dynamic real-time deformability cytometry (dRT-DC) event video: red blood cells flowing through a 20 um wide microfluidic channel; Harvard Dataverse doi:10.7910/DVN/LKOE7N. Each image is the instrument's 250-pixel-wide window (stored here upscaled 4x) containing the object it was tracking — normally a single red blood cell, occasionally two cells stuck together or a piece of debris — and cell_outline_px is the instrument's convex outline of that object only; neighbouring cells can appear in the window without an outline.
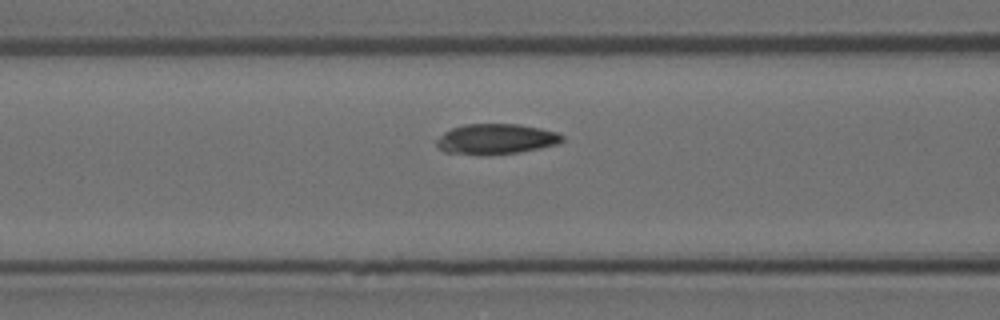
{"species": "Egyptian fruit bat (a non-hibernating species)", "species_latin": "Rousettus aegyptiacus", "temperature_condition": "room temperature", "stored_images_in_passage": 5, "segment_of_instrument_passage": [2, 2], "camera_frame_rate_fps": 3000, "um_per_image_px": 0.085, "animal": {"sex": "female"}, "frame": {"image": 1, "passage_image": 5, "time_ms": 1.333, "image_size_px": [1000, 320], "cell_outline_px": [[564, 140], [556, 144], [540, 148], [520, 152], [444, 152], [436, 144], [436, 140], [444, 132], [452, 128], [464, 124], [520, 124], [540, 128], [556, 132], [564, 136]], "centroid_in_image_um": [42.2, 11.76], "position_along_channel_um": 124.4, "area_um2": 21.33}}